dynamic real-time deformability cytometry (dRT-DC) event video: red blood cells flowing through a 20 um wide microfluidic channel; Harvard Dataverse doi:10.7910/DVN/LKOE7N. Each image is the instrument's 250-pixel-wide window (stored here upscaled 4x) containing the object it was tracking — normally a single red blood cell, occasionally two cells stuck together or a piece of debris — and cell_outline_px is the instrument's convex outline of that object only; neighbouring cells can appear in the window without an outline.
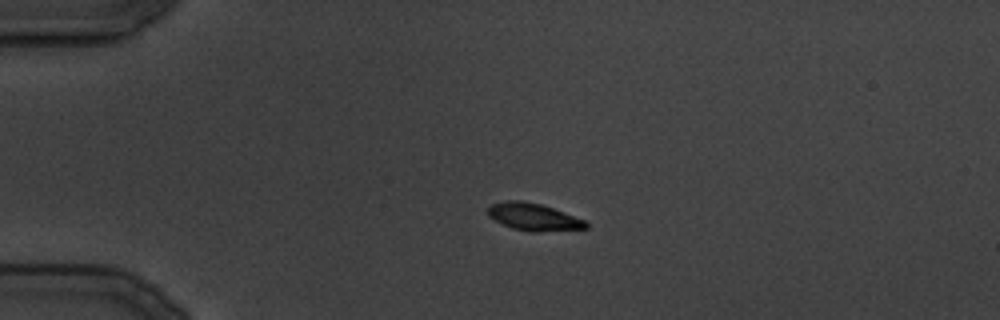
{"species": "common noctule bat (a hibernating species)", "species_latin": "Nyctalus noctula", "temperature_condition": "cold", "stored_images_in_passage": 19, "camera_frame_rate_fps": 3000, "um_per_image_px": 0.085, "animal": {"sex": "male", "body_mass_g": 19.5, "forearm_length_mm": 54.6}, "frame": {"image": 1, "passage_image": 8, "time_ms": 8.0, "image_size_px": [1000, 320], "cell_outline_px": [[588, 228], [540, 232], [528, 232], [512, 228], [488, 216], [488, 208], [492, 204], [504, 200], [520, 200], [540, 204], [552, 208], [584, 220], [588, 224]], "centroid_in_image_um": [45.34, 18.44], "position_along_channel_um": 39.7, "area_um2": 15.43}}
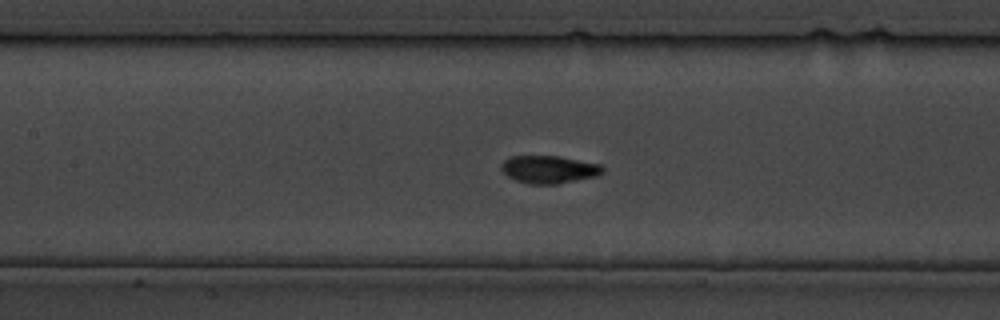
{"frame": {"image": 2, "passage_image": 16, "time_ms": 18.0, "image_size_px": [1000, 320], "cell_outline_px": [[604, 172], [596, 176], [556, 184], [532, 184], [516, 180], [508, 176], [500, 168], [504, 160], [512, 156], [560, 156], [600, 164], [604, 168]], "centroid_in_image_um": [46.68, 14.39], "position_along_channel_um": 160.7, "area_um2": 16.24}}
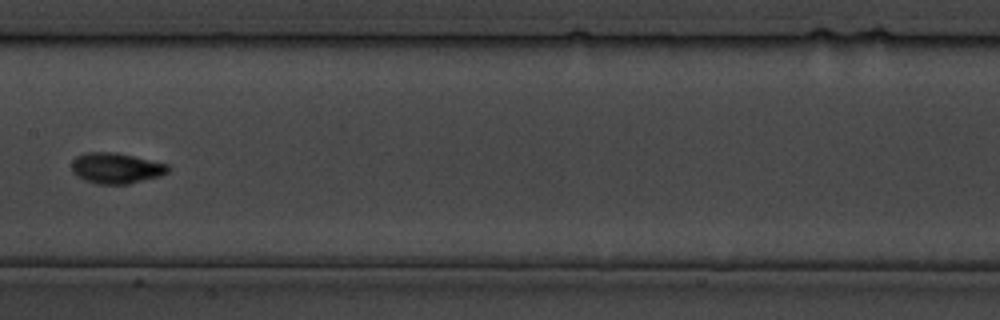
{"frame": {"image": 3, "passage_image": 18, "time_ms": 20.333, "image_size_px": [1000, 320], "cell_outline_px": [[172, 168], [168, 172], [160, 176], [128, 184], [96, 184], [84, 180], [76, 176], [72, 172], [72, 160], [76, 156], [84, 152], [116, 152], [168, 164]], "centroid_in_image_um": [9.86, 14.29], "position_along_channel_um": 197.5, "area_um2": 17.46}}